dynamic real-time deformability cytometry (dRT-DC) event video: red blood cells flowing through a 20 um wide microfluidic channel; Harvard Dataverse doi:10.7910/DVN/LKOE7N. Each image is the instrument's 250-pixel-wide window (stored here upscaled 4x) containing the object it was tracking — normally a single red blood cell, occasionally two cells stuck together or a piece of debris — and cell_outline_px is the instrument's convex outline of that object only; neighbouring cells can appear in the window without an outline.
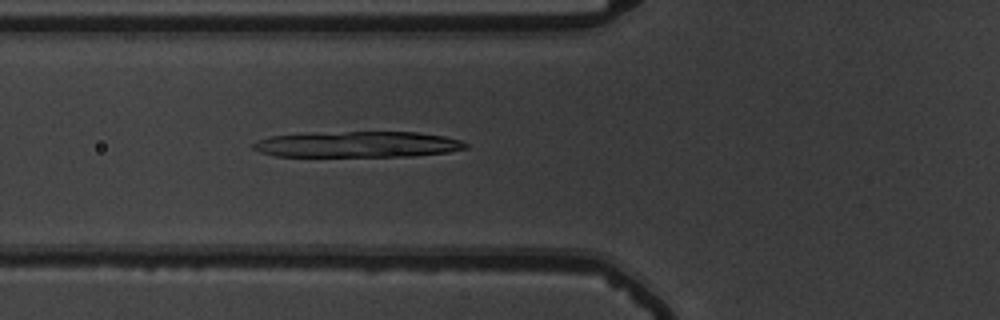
{"species": "common noctule bat (a hibernating species)", "species_latin": "Nyctalus noctula", "temperature_condition": "warm", "stored_images_in_passage": 55, "camera_frame_rate_fps": 3000, "um_per_image_px": 0.085, "animal": {"sex": "male", "body_mass_g": 19.5, "forearm_length_mm": 54.6}, "frame": {"image": 1, "passage_image": 21, "time_ms": 6.667, "image_size_px": [1000, 320], "cell_outline_px": [[468, 148], [448, 152], [412, 156], [276, 156], [260, 152], [252, 148], [252, 144], [256, 140], [272, 136], [312, 132], [416, 132], [444, 136], [460, 140], [468, 144]], "centroid_in_image_um": [30.39, 12.27], "position_along_channel_um": 95.4, "area_um2": 32.25}}